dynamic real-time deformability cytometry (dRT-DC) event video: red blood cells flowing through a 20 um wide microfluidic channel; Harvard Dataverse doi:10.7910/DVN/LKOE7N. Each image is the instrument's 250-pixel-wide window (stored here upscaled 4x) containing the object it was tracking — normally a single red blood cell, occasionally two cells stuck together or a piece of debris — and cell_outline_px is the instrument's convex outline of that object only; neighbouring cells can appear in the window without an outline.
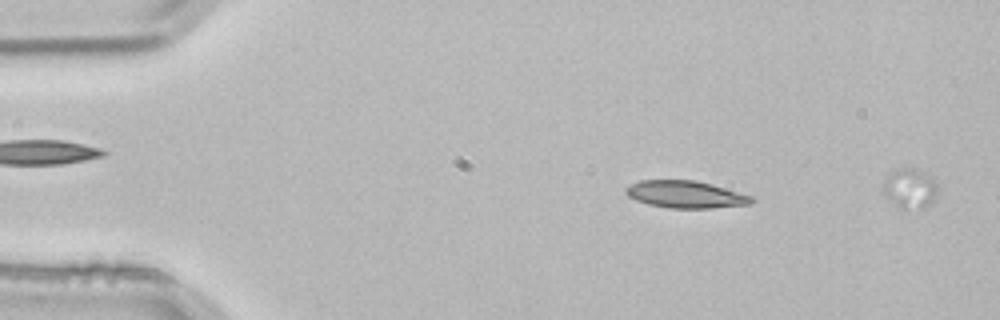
{"species": "common noctule bat (a hibernating species)", "species_latin": "Nyctalus noctula", "temperature_condition": "room temperature", "stored_images_in_passage": 3, "segment_of_instrument_passage": [1, 2], "camera_frame_rate_fps": 3000, "um_per_image_px": 0.085, "animal": {"sex": "male", "body_mass_g": 21.5, "forearm_length_mm": 52.0}, "frame": {"image": 1, "passage_image": 1, "time_ms": 0.0, "image_size_px": [1000, 320], "cell_outline_px": [[756, 200], [752, 204], [712, 208], [668, 208], [648, 204], [636, 200], [628, 196], [624, 188], [640, 180], [696, 180], [712, 184], [752, 196]], "centroid_in_image_um": [58.3, 16.53], "position_along_channel_um": 26.7, "area_um2": 20.0}}